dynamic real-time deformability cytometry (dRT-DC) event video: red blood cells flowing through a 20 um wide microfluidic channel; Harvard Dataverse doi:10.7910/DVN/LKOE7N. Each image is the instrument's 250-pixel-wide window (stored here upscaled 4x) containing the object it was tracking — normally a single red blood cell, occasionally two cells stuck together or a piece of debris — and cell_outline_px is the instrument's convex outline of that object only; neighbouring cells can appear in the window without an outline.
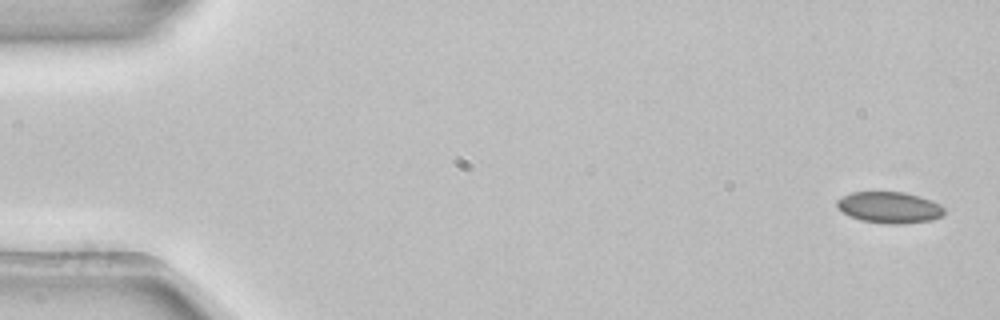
{"species": "common noctule bat (a hibernating species)", "species_latin": "Nyctalus noctula", "temperature_condition": "room temperature", "stored_images_in_passage": 5, "camera_frame_rate_fps": 3000, "um_per_image_px": 0.085, "animal": {"sex": "female", "body_mass_g": 22.7, "forearm_length_mm": 54.2}, "frame": {"image": 1, "passage_image": 1, "time_ms": 0.0, "image_size_px": [1000, 320], "cell_outline_px": [[944, 212], [940, 216], [932, 220], [900, 224], [884, 224], [860, 220], [848, 216], [836, 204], [836, 200], [852, 192], [904, 192], [920, 196], [932, 200], [940, 204], [944, 208]], "centroid_in_image_um": [75.61, 17.63], "position_along_channel_um": 9.4, "area_um2": 19.59}}